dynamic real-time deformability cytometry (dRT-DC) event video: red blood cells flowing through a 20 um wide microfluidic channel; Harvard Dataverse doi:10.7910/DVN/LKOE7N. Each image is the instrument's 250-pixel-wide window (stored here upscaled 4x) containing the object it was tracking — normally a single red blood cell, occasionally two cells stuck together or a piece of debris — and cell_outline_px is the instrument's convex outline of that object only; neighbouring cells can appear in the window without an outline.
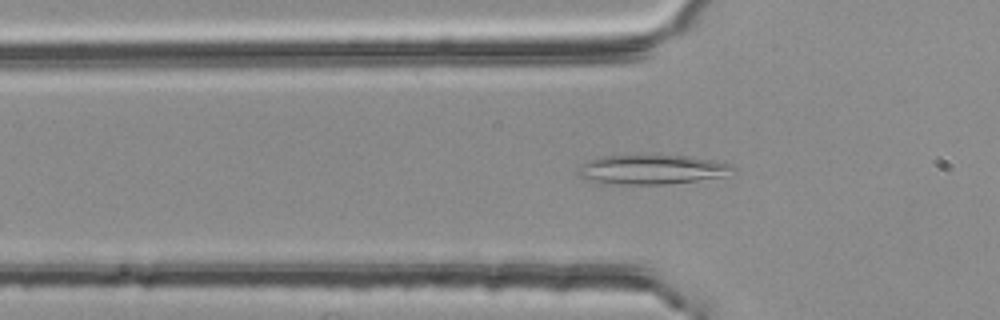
{"species": "common noctule bat (a hibernating species)", "species_latin": "Nyctalus noctula", "temperature_condition": "room temperature", "stored_images_in_passage": 47, "camera_frame_rate_fps": 3000, "um_per_image_px": 0.085, "animal": {"sex": "female", "body_mass_g": 25.1}, "frame": {"image": 1, "passage_image": 17, "time_ms": 5.333, "image_size_px": [1000, 320], "cell_outline_px": [[736, 168], [720, 176], [696, 180], [668, 184], [624, 184], [584, 180], [576, 172], [588, 160], [604, 156], [636, 152], [644, 152], [688, 156], [712, 160], [732, 164]], "centroid_in_image_um": [55.34, 14.35], "position_along_channel_um": 70.5, "area_um2": 27.22}}
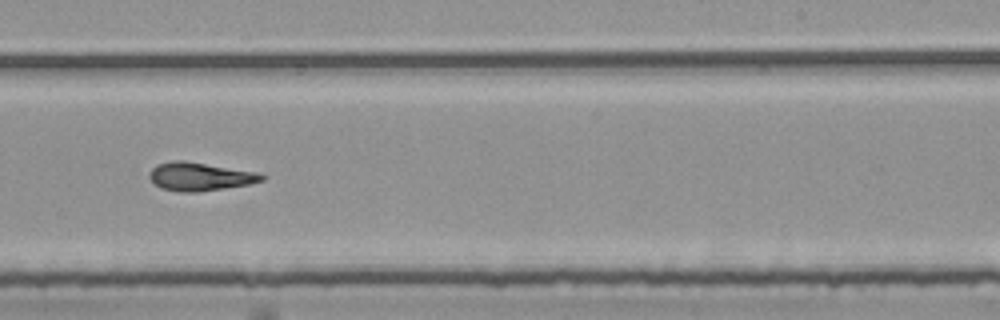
{"frame": {"image": 2, "passage_image": 33, "time_ms": 10.667, "image_size_px": [1000, 320], "cell_outline_px": [[264, 180], [248, 184], [200, 192], [180, 192], [160, 188], [148, 176], [152, 168], [156, 164], [172, 160], [184, 160], [256, 172], [264, 176]], "centroid_in_image_um": [16.94, 15.0], "position_along_channel_um": 272.1, "area_um2": 18.44}}
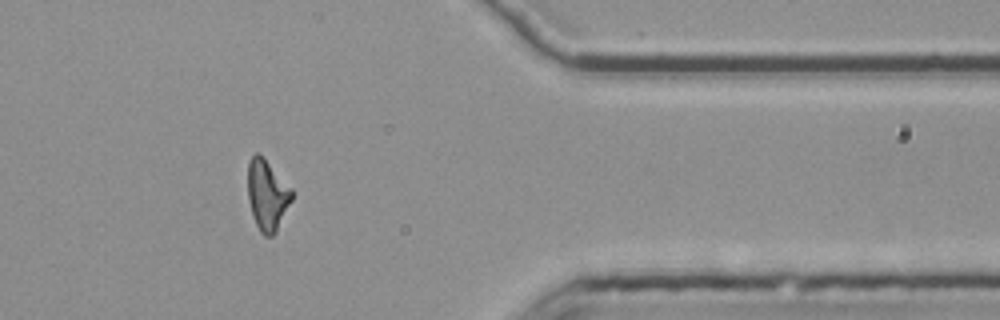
{"frame": {"image": 3, "passage_image": 44, "time_ms": 14.333, "image_size_px": [1000, 320], "cell_outline_px": [[292, 200], [276, 232], [272, 236], [264, 236], [260, 232], [252, 216], [248, 200], [248, 164], [252, 156], [256, 152], [260, 152], [292, 188]], "centroid_in_image_um": [22.71, 16.56], "position_along_channel_um": 388.7, "area_um2": 18.32}, "authors_computed_cell_mechanics": {"area_um2": 18.496, "velocity_mm_per_s": 3.7764, "shape_relaxation_time_tau1_ms": null, "shape_relaxation_time_tau2_ms": 2.9577, "deformation_change_tau1": null, "deformation_change_tau2": 0.1105}}